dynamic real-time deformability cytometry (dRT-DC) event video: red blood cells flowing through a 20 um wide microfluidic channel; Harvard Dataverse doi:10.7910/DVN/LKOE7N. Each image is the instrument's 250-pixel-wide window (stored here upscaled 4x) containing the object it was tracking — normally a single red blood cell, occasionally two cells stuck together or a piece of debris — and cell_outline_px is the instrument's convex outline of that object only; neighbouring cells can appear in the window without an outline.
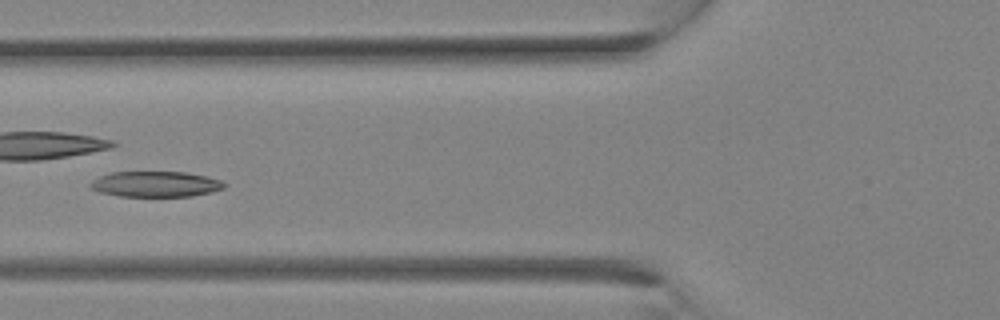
{"species": "Egyptian fruit bat (a non-hibernating species)", "species_latin": "Rousettus aegyptiacus", "temperature_condition": "room temperature", "stored_images_in_passage": 12, "camera_frame_rate_fps": 3000, "um_per_image_px": 0.085, "animal": {"sex": "female"}, "frame": {"image": 1, "passage_image": 9, "time_ms": 2.667, "image_size_px": [1000, 320], "cell_outline_px": [[228, 184], [224, 188], [212, 192], [192, 196], [120, 196], [100, 192], [88, 188], [88, 184], [92, 180], [100, 176], [112, 172], [184, 172], [208, 176], [220, 180]], "centroid_in_image_um": [13.23, 15.65], "position_along_channel_um": 112.6, "area_um2": 20.11}}